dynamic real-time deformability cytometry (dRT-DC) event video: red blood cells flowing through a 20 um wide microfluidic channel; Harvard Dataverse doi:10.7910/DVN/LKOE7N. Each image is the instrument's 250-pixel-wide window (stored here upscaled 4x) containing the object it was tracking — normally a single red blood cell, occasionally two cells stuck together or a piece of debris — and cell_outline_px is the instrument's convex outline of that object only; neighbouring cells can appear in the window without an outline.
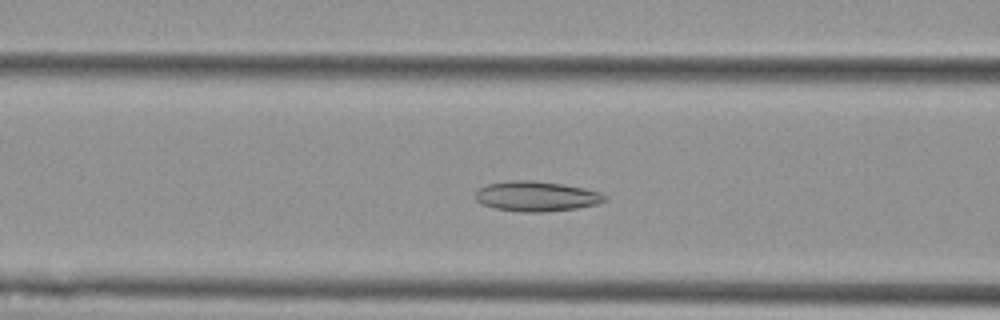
{"species": "Egyptian fruit bat (a non-hibernating species)", "species_latin": "Rousettus aegyptiacus", "temperature_condition": "cold", "stored_images_in_passage": 49, "camera_frame_rate_fps": 3000, "um_per_image_px": 0.085, "animal": {"sex": "female"}, "frame": {"image": 1, "passage_image": 15, "time_ms": 4.667, "image_size_px": [1000, 320], "cell_outline_px": [[608, 200], [596, 204], [576, 208], [540, 212], [524, 212], [496, 208], [480, 204], [476, 200], [476, 192], [480, 188], [488, 184], [508, 180], [532, 180], [560, 184], [584, 188], [600, 192], [608, 196]], "centroid_in_image_um": [45.6, 16.68], "position_along_channel_um": 121.0, "area_um2": 22.54}}
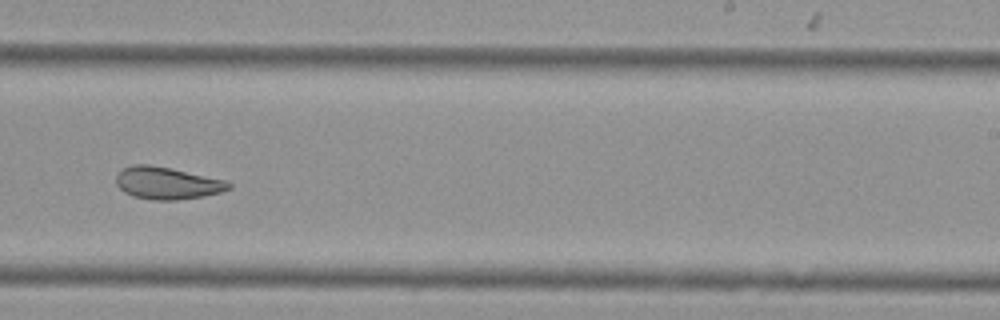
{"frame": {"image": 2, "passage_image": 28, "time_ms": 9.0, "image_size_px": [1000, 320], "cell_outline_px": [[232, 188], [220, 192], [204, 196], [176, 200], [152, 200], [132, 196], [124, 192], [116, 184], [116, 176], [124, 168], [132, 164], [148, 164], [172, 168], [224, 180], [232, 184]], "centroid_in_image_um": [14.19, 15.56], "position_along_channel_um": 274.8, "area_um2": 21.15}}
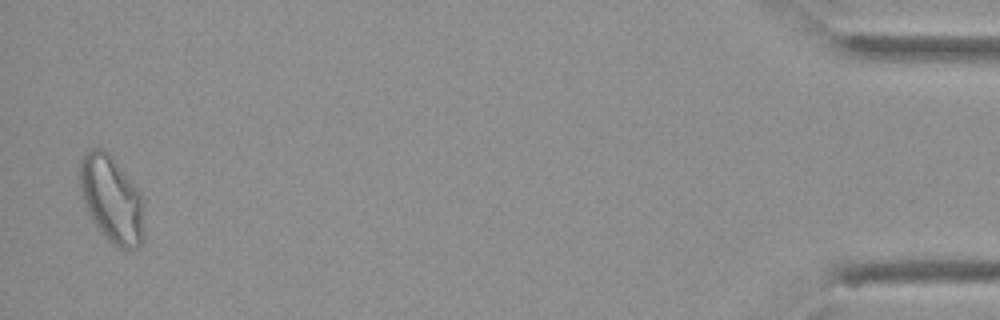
{"frame": {"image": 3, "passage_image": 48, "time_ms": 15.667, "image_size_px": [1000, 320], "cell_outline_px": [[144, 240], [140, 248], [120, 248], [108, 240], [104, 236], [96, 224], [84, 204], [80, 196], [80, 160], [84, 152], [92, 148], [104, 148], [116, 160], [140, 192], [144, 228]], "centroid_in_image_um": [9.48, 16.91], "position_along_channel_um": 425.7, "area_um2": 32.6}, "authors_computed_cell_mechanics": {"area_um2": 23.8714, "velocity_mm_per_s": 3.5608, "shape_relaxation_time_tau1_ms": null, "shape_relaxation_time_tau2_ms": 4.3507, "deformation_change_tau1": null, "deformation_change_tau2": 0.0986}}